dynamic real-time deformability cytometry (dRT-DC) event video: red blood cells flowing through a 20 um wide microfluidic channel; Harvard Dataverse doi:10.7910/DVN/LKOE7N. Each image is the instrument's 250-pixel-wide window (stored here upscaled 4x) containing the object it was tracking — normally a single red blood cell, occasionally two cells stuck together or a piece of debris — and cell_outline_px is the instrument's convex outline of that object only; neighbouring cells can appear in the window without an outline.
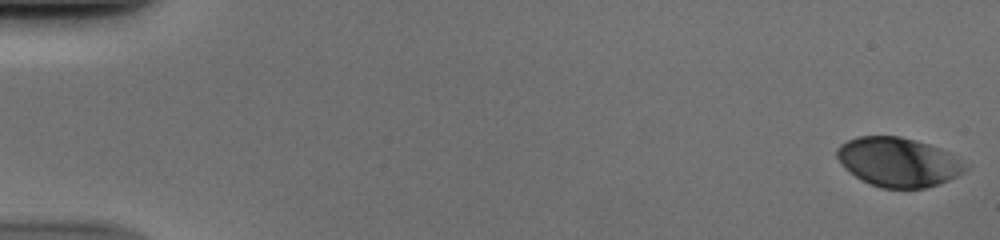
{"species": "human", "species_latin": "Homo sapiens", "temperature_condition": "cold", "stored_images_in_passage": 53, "camera_frame_rate_fps": 3000, "um_per_image_px": 0.085, "donor": {"sex": "male"}, "frame": {"image": 1, "passage_image": 1, "time_ms": 0.0, "image_size_px": [1000, 240], "cell_outline_px": [[968, 168], [964, 172], [948, 180], [924, 188], [880, 188], [860, 180], [844, 168], [836, 156], [836, 148], [840, 144], [856, 136], [900, 136], [928, 144], [940, 148], [948, 152]], "centroid_in_image_um": [76.28, 13.77], "position_along_channel_um": 8.7, "area_um2": 36.59}}
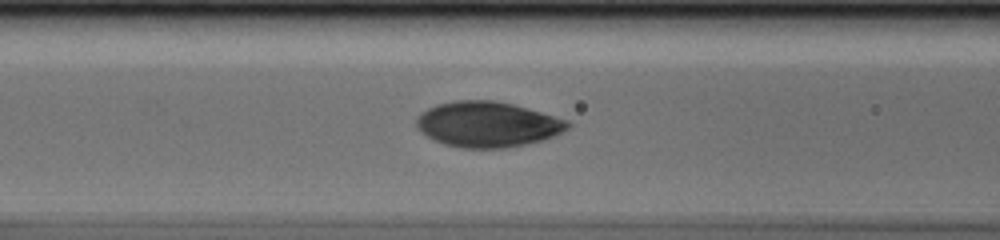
{"frame": {"image": 2, "passage_image": 23, "time_ms": 7.333, "image_size_px": [1000, 240], "cell_outline_px": [[572, 124], [568, 128], [552, 136], [540, 140], [524, 144], [504, 148], [460, 148], [444, 144], [420, 132], [416, 128], [416, 116], [420, 112], [436, 104], [456, 100], [492, 100], [512, 104], [528, 108], [568, 120]], "centroid_in_image_um": [41.39, 10.56], "position_along_channel_um": 125.2, "area_um2": 40.0}}
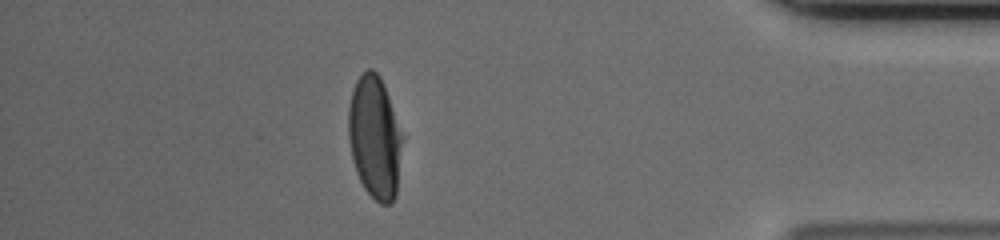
{"frame": {"image": 3, "passage_image": 47, "time_ms": 15.333, "image_size_px": [1000, 240], "cell_outline_px": [[404, 136], [396, 196], [392, 204], [380, 204], [364, 188], [356, 172], [352, 156], [348, 136], [348, 108], [352, 92], [356, 80], [368, 68], [372, 68], [380, 76]], "centroid_in_image_um": [31.87, 11.7], "position_along_channel_um": 403.3, "area_um2": 38.78}}